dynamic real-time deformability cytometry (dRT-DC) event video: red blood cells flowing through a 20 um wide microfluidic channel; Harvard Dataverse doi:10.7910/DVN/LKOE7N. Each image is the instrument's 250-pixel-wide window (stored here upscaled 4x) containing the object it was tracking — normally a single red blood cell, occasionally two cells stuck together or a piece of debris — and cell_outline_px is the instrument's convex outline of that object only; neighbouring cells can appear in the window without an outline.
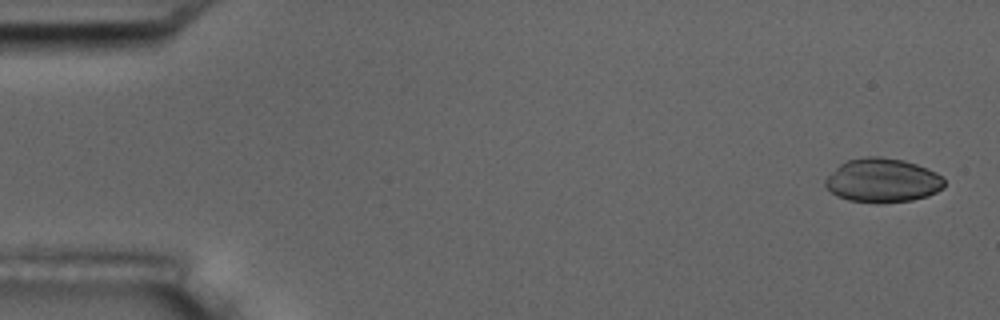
{"species": "common noctule bat (a hibernating species)", "species_latin": "Nyctalus noctula", "temperature_condition": "room temperature", "stored_images_in_passage": 5, "camera_frame_rate_fps": 3000, "um_per_image_px": 0.085, "animal": {"sex": "male", "body_mass_g": 17.5, "forearm_length_mm": 52.3}, "frame": {"image": 1, "passage_image": 1, "time_ms": 0.0, "image_size_px": [1000, 320], "cell_outline_px": [[944, 188], [928, 196], [912, 200], [880, 204], [876, 204], [848, 200], [836, 196], [824, 184], [824, 180], [840, 164], [848, 160], [864, 156], [880, 156], [904, 160], [916, 164], [936, 172], [944, 180]], "centroid_in_image_um": [75.01, 15.35], "position_along_channel_um": 10.0, "area_um2": 30.75}}